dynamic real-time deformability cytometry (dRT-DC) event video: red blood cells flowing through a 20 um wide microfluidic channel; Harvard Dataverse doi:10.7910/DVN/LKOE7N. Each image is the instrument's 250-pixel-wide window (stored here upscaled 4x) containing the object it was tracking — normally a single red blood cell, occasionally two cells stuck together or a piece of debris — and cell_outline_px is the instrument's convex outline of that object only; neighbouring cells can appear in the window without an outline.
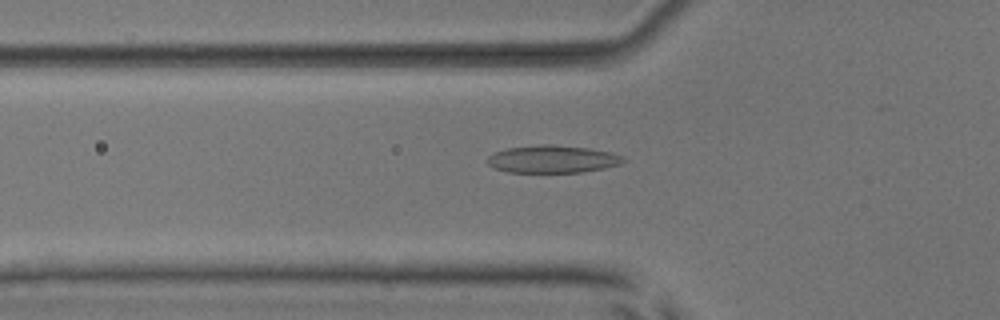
{"species": "common noctule bat (a hibernating species)", "species_latin": "Nyctalus noctula", "temperature_condition": "room temperature", "stored_images_in_passage": 42, "camera_frame_rate_fps": 3000, "um_per_image_px": 0.085, "animal": {"sex": "male", "body_mass_g": 17.9, "forearm_length_mm": 54.2}, "frame": {"image": 1, "passage_image": 19, "time_ms": 6.0, "image_size_px": [1000, 320], "cell_outline_px": [[628, 160], [620, 164], [604, 168], [580, 172], [508, 172], [492, 168], [484, 160], [488, 156], [496, 152], [508, 148], [540, 144], [552, 144], [588, 148], [612, 152], [624, 156]], "centroid_in_image_um": [46.97, 13.52], "position_along_channel_um": 78.8, "area_um2": 22.02}}
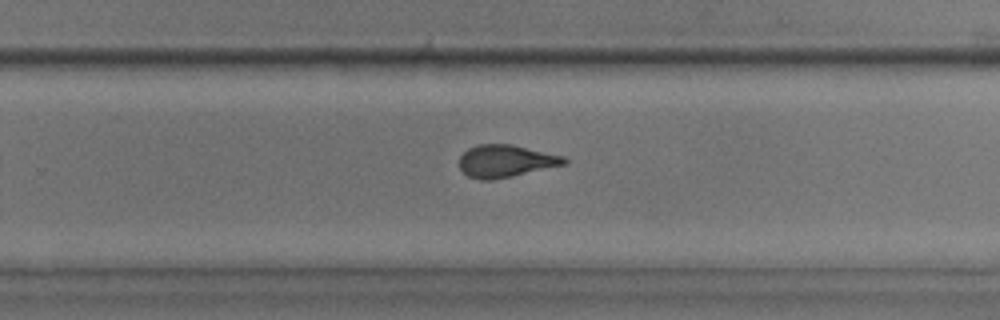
{"frame": {"image": 2, "passage_image": 35, "time_ms": 11.333, "image_size_px": [1000, 320], "cell_outline_px": [[568, 164], [512, 176], [492, 180], [480, 180], [468, 176], [460, 168], [460, 156], [468, 148], [476, 144], [512, 144], [564, 156], [568, 160]], "centroid_in_image_um": [43.0, 13.68], "position_along_channel_um": 286.8, "area_um2": 19.88}}
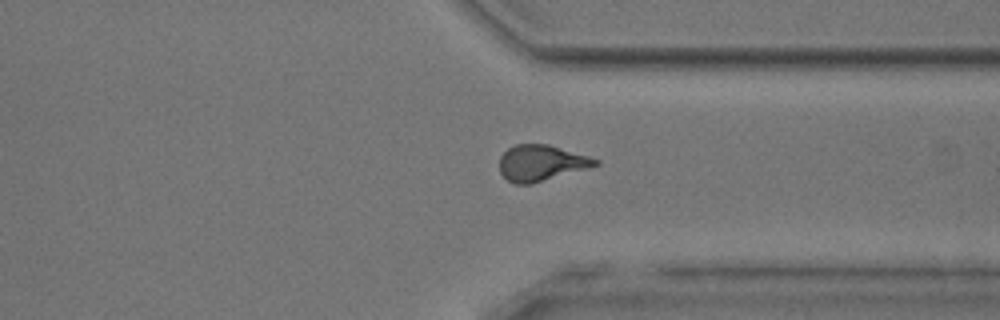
{"frame": {"image": 3, "passage_image": 41, "time_ms": 13.333, "image_size_px": [1000, 320], "cell_outline_px": [[600, 164], [588, 168], [532, 184], [516, 184], [508, 180], [500, 172], [500, 156], [508, 148], [516, 144], [548, 144], [588, 156], [600, 160]], "centroid_in_image_um": [46.0, 13.85], "position_along_channel_um": 365.4, "area_um2": 20.0}}